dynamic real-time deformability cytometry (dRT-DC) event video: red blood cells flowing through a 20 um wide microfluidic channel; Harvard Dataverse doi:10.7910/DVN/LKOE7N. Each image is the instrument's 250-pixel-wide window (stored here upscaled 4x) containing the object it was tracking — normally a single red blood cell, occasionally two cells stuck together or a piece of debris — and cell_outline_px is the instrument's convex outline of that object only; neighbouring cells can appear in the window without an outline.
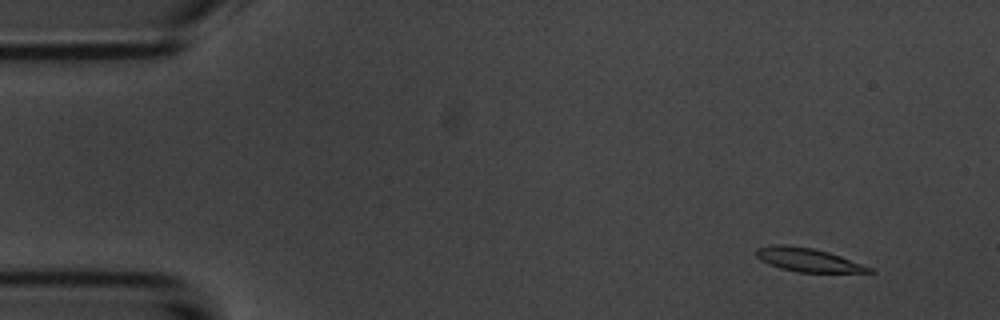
{"species": "common noctule bat (a hibernating species)", "species_latin": "Nyctalus noctula", "temperature_condition": "room temperature", "stored_images_in_passage": 4, "camera_frame_rate_fps": 3000, "um_per_image_px": 0.085, "animal": {"sex": "male", "body_mass_g": 20.1, "forearm_length_mm": 53.5}, "frame": {"image": 1, "passage_image": 1, "time_ms": 0.0, "image_size_px": [1000, 320], "cell_outline_px": [[876, 272], [796, 272], [780, 268], [768, 264], [760, 260], [756, 256], [756, 248], [772, 244], [784, 244], [812, 248], [828, 252], [840, 256], [872, 268]], "centroid_in_image_um": [68.61, 22.08], "position_along_channel_um": 16.4, "area_um2": 15.43}}
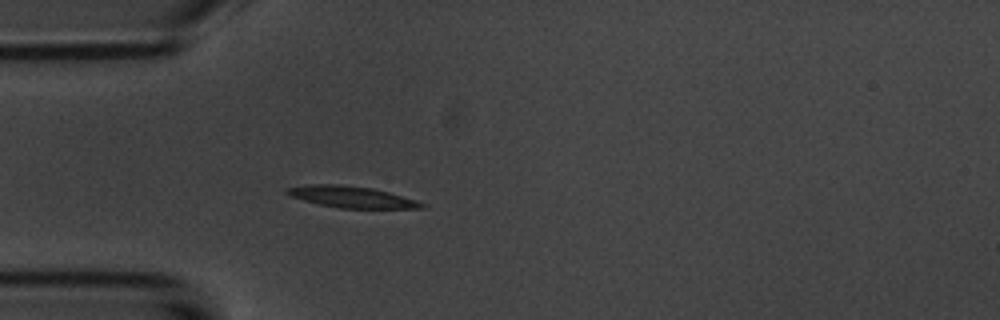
{"frame": {"image": 2, "passage_image": 4, "time_ms": 3.667, "image_size_px": [1000, 320], "cell_outline_px": [[424, 208], [340, 208], [320, 204], [304, 200], [292, 196], [284, 192], [284, 188], [308, 184], [340, 184], [372, 188], [388, 192], [416, 200], [424, 204]], "centroid_in_image_um": [29.84, 16.72], "position_along_channel_um": 55.2, "area_um2": 16.65}}